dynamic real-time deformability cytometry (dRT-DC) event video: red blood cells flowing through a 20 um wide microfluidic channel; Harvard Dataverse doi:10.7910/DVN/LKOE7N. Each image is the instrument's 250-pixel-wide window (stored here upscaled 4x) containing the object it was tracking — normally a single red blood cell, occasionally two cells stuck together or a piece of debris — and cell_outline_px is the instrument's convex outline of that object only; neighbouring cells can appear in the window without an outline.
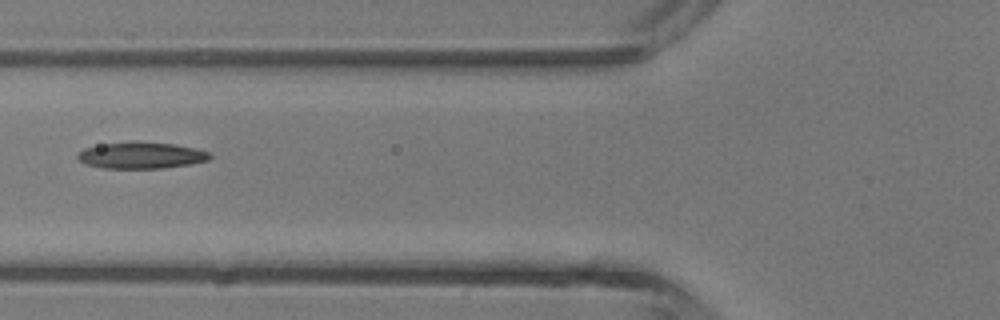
{"species": "common noctule bat (a hibernating species)", "species_latin": "Nyctalus noctula", "temperature_condition": "room temperature", "stored_images_in_passage": 5, "camera_frame_rate_fps": 3000, "um_per_image_px": 0.085, "animal": {"sex": "male", "body_mass_g": 13.3}, "frame": {"image": 1, "passage_image": 5, "time_ms": 4.667, "image_size_px": [1000, 320], "cell_outline_px": [[212, 156], [208, 160], [192, 164], [164, 168], [100, 168], [84, 164], [76, 156], [84, 148], [104, 144], [172, 144], [196, 148], [212, 152]], "centroid_in_image_um": [12.05, 13.25], "position_along_channel_um": 113.7, "area_um2": 19.71}}